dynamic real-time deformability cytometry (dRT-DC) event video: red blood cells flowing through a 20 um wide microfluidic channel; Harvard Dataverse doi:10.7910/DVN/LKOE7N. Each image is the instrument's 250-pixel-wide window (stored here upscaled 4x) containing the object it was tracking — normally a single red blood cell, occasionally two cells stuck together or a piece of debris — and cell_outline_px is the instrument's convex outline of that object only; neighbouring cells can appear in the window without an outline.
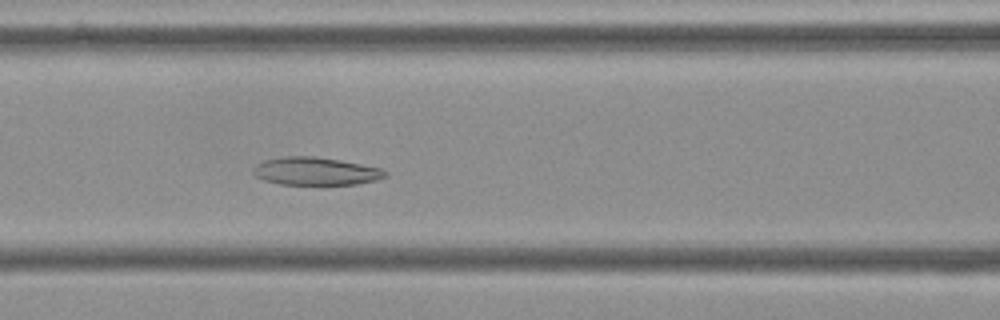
{"species": "Egyptian fruit bat (a non-hibernating species)", "species_latin": "Rousettus aegyptiacus", "temperature_condition": "cold", "stored_images_in_passage": 53, "camera_frame_rate_fps": 3000, "um_per_image_px": 0.085, "frame": {"image": 1, "passage_image": 21, "time_ms": 6.667, "image_size_px": [1000, 320], "cell_outline_px": [[388, 176], [376, 180], [356, 184], [324, 188], [320, 188], [280, 184], [264, 180], [256, 176], [252, 172], [252, 168], [256, 164], [264, 160], [284, 156], [316, 156], [340, 160], [380, 168], [388, 172]], "centroid_in_image_um": [26.83, 14.61], "position_along_channel_um": 139.8, "area_um2": 22.6}}
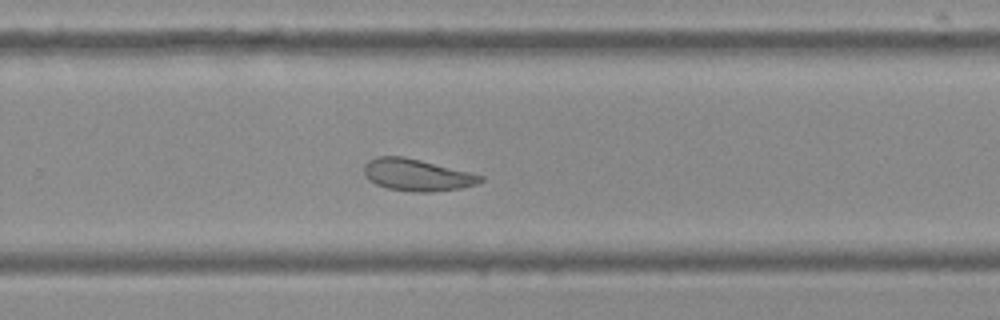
{"frame": {"image": 2, "passage_image": 34, "time_ms": 11.0, "image_size_px": [1000, 320], "cell_outline_px": [[484, 180], [476, 184], [460, 188], [428, 192], [412, 192], [388, 188], [376, 184], [368, 180], [364, 176], [364, 164], [368, 160], [376, 156], [404, 156], [472, 172], [484, 176]], "centroid_in_image_um": [35.43, 14.86], "position_along_channel_um": 294.4, "area_um2": 21.85}}
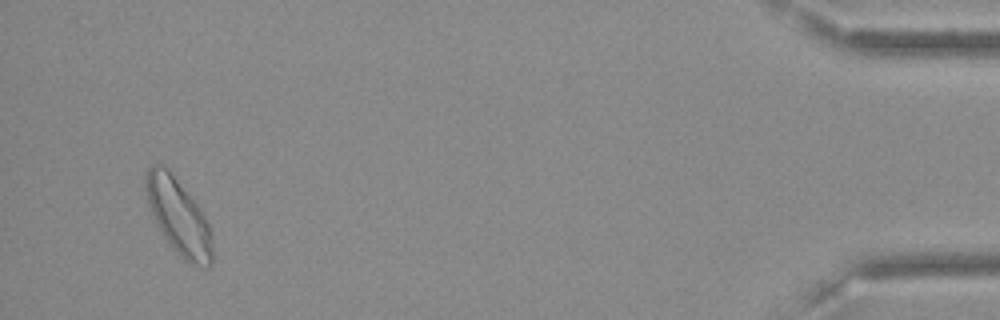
{"frame": {"image": 3, "passage_image": 51, "time_ms": 16.667, "image_size_px": [1000, 320], "cell_outline_px": [[212, 264], [208, 268], [204, 268], [188, 264], [172, 248], [164, 236], [148, 204], [144, 188], [144, 176], [148, 168], [152, 164], [164, 164], [168, 168], [200, 208], [208, 224], [212, 240]], "centroid_in_image_um": [15.17, 18.41], "position_along_channel_um": 420.0, "area_um2": 29.42}, "authors_computed_cell_mechanics": {"area_um2": 23.5246, "velocity_mm_per_s": 3.5748, "shape_relaxation_time_tau1_ms": 11.0547, "shape_relaxation_time_tau2_ms": 5.3279, "deformation_change_tau1": 0.1695, "deformation_change_tau2": 0.1171}}